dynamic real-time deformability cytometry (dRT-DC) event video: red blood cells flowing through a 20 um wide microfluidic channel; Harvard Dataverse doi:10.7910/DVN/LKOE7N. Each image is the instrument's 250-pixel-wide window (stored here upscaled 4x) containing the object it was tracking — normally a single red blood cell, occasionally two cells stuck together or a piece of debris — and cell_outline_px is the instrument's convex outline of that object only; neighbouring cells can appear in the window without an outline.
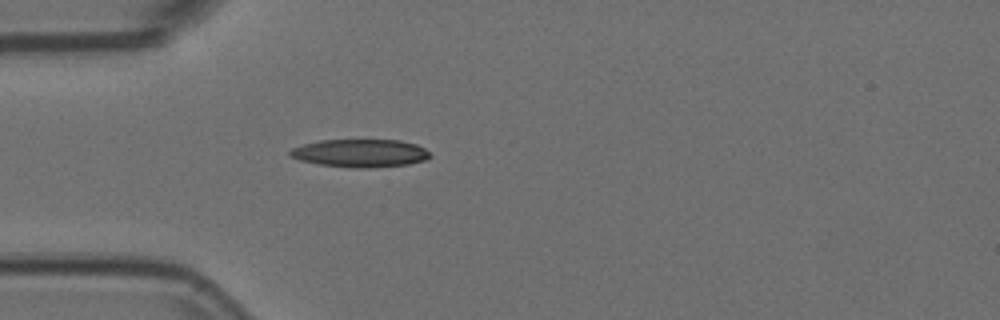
{"species": "Egyptian fruit bat (a non-hibernating species)", "species_latin": "Rousettus aegyptiacus", "temperature_condition": "room temperature", "stored_images_in_passage": 3, "camera_frame_rate_fps": 3000, "um_per_image_px": 0.085, "animal": {"sex": "female"}, "frame": {"image": 1, "passage_image": 3, "time_ms": 0.667, "image_size_px": [1000, 320], "cell_outline_px": [[432, 156], [428, 160], [408, 164], [372, 168], [356, 168], [320, 164], [300, 160], [288, 156], [288, 152], [292, 148], [304, 144], [320, 140], [400, 140], [416, 144], [424, 148]], "centroid_in_image_um": [30.64, 13.02], "position_along_channel_um": 54.4, "area_um2": 22.89}}